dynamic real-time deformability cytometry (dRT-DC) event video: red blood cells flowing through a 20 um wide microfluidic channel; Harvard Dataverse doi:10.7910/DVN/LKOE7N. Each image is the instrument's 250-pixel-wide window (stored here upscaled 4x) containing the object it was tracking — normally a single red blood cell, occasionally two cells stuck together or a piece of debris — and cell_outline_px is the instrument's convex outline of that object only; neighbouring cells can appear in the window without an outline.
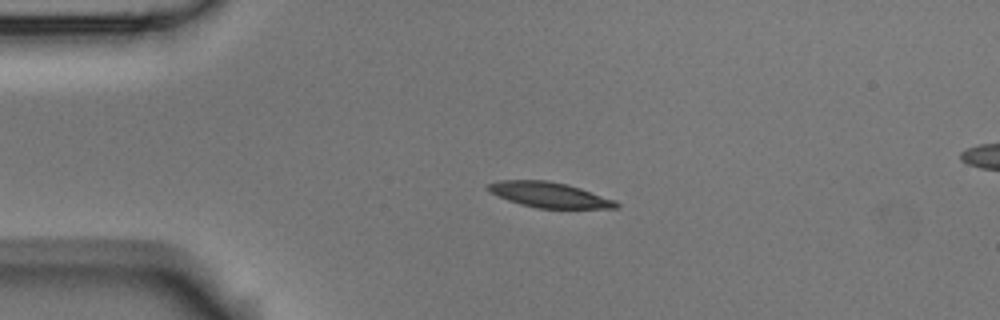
{"species": "Egyptian fruit bat (a non-hibernating species)", "species_latin": "Rousettus aegyptiacus", "temperature_condition": "room temperature", "stored_images_in_passage": 4, "camera_frame_rate_fps": 3000, "um_per_image_px": 0.085, "animal": {"sex": "male"}, "frame": {"image": 1, "passage_image": 3, "time_ms": 2.333, "image_size_px": [1000, 320], "cell_outline_px": [[620, 208], [536, 208], [520, 204], [508, 200], [484, 188], [484, 184], [500, 180], [548, 180], [568, 184], [616, 200], [620, 204]], "centroid_in_image_um": [46.69, 16.55], "position_along_channel_um": 38.3, "area_um2": 19.02}}